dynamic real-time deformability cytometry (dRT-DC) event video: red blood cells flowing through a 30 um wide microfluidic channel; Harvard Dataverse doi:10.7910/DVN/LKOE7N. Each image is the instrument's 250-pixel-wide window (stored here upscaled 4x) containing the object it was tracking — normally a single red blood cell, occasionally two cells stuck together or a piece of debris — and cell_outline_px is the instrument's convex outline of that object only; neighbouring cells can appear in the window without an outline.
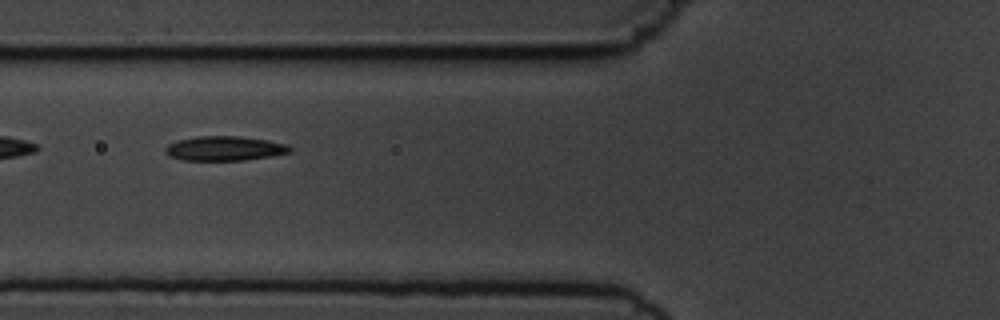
{"species": "common noctule bat (a hibernating species)", "species_latin": "Nyctalus noctula", "temperature_condition": "cold", "stored_images_in_passage": 4, "camera_frame_rate_fps": 3000, "um_per_image_px": 0.085, "animal": {"sex": "male", "body_mass_g": 19.5, "forearm_length_mm": 54.6}, "frame": {"image": 1, "passage_image": 2, "time_ms": 1.333, "image_size_px": [1000, 320], "cell_outline_px": [[292, 152], [272, 156], [244, 160], [184, 160], [168, 156], [164, 152], [164, 148], [168, 144], [176, 140], [196, 136], [240, 136], [268, 140], [288, 144], [292, 148]], "centroid_in_image_um": [19.09, 12.61], "position_along_channel_um": 106.7, "area_um2": 18.03}}
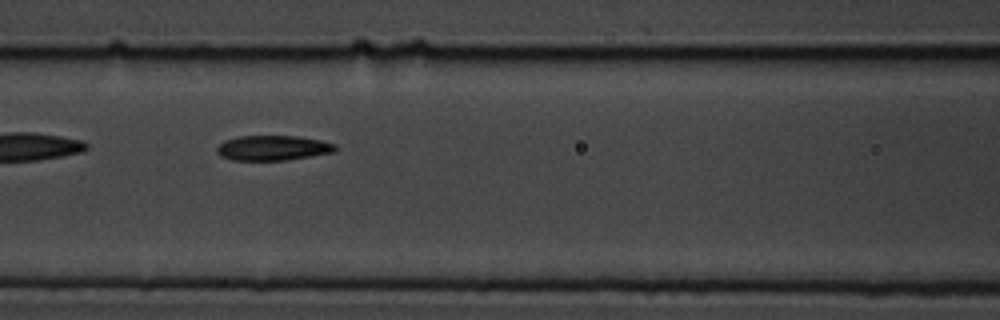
{"frame": {"image": 2, "passage_image": 3, "time_ms": 2.333, "image_size_px": [1000, 320], "cell_outline_px": [[340, 148], [336, 152], [288, 160], [232, 160], [220, 156], [216, 152], [216, 148], [224, 140], [240, 136], [300, 136], [320, 140], [336, 144]], "centroid_in_image_um": [23.24, 12.57], "position_along_channel_um": 143.4, "area_um2": 17.51}}